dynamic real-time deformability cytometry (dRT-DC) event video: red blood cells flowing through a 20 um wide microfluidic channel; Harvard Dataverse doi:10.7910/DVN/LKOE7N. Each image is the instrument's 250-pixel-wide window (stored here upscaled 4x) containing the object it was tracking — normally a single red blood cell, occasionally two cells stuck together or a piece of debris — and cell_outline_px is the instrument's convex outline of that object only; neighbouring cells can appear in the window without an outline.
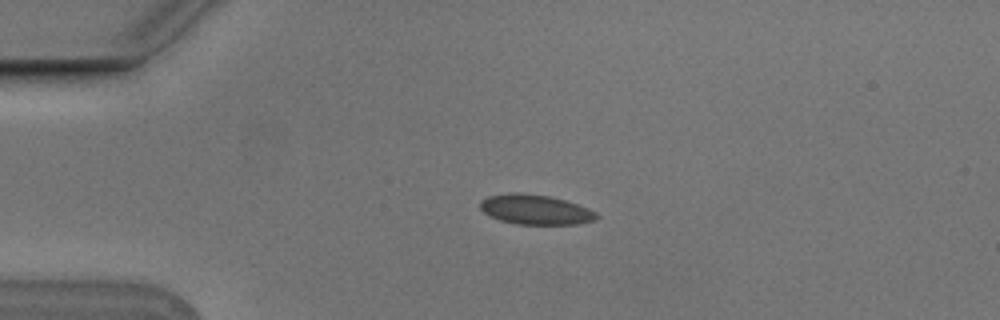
{"species": "Egyptian fruit bat (a non-hibernating species)", "species_latin": "Rousettus aegyptiacus", "temperature_condition": "cold", "stored_images_in_passage": 3, "camera_frame_rate_fps": 3000, "um_per_image_px": 0.085, "animal": {"sex": "male"}, "frame": {"image": 1, "passage_image": 2, "time_ms": 0.333, "image_size_px": [1000, 320], "cell_outline_px": [[600, 216], [596, 220], [580, 224], [516, 224], [500, 220], [484, 212], [480, 208], [480, 200], [488, 196], [512, 192], [520, 192], [548, 196], [564, 200], [588, 208], [596, 212]], "centroid_in_image_um": [45.52, 17.81], "position_along_channel_um": 39.5, "area_um2": 20.23}}